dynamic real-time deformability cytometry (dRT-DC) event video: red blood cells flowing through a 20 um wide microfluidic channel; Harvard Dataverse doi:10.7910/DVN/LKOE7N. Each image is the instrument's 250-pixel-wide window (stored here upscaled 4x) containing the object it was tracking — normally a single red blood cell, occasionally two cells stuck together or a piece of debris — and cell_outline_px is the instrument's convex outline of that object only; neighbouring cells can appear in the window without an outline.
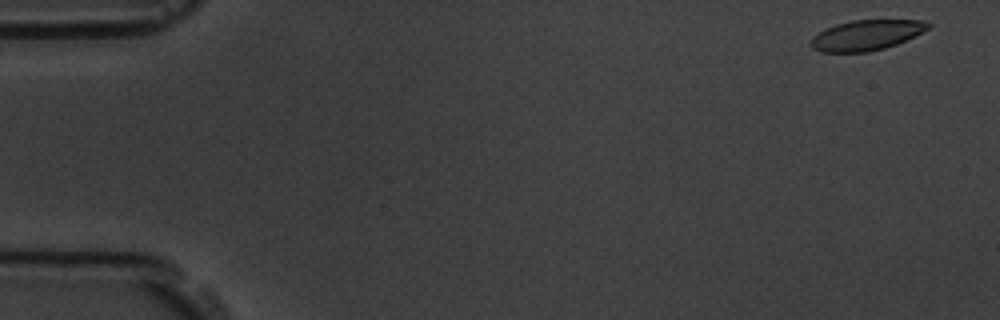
{"species": "common noctule bat (a hibernating species)", "species_latin": "Nyctalus noctula", "temperature_condition": "room temperature", "stored_images_in_passage": 17, "camera_frame_rate_fps": 3000, "um_per_image_px": 0.085, "animal": {"sex": "male", "body_mass_g": 19.5, "forearm_length_mm": 54.6}, "frame": {"image": 1, "passage_image": 2, "time_ms": 0.333, "image_size_px": [1000, 320], "cell_outline_px": [[932, 28], [896, 44], [884, 48], [868, 52], [820, 52], [812, 48], [812, 36], [824, 28], [836, 24], [852, 20], [924, 20], [932, 24]], "centroid_in_image_um": [73.66, 2.98], "position_along_channel_um": 11.3, "area_um2": 20.81}}
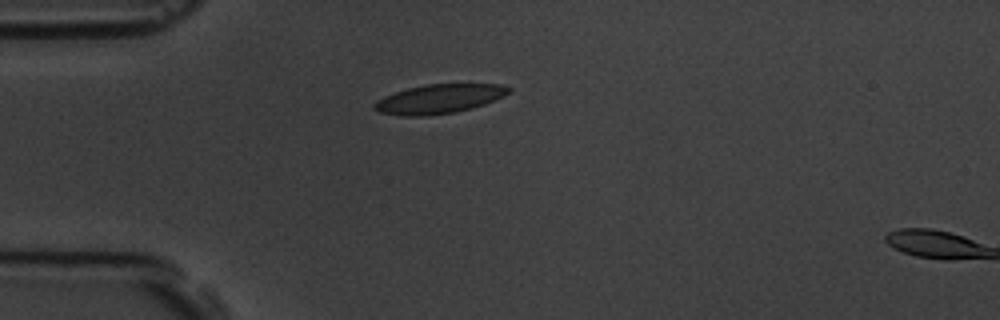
{"frame": {"image": 2, "passage_image": 15, "time_ms": 4.667, "image_size_px": [1000, 320], "cell_outline_px": [[512, 88], [504, 96], [496, 100], [472, 108], [456, 112], [424, 116], [400, 116], [380, 112], [372, 108], [372, 104], [376, 100], [384, 96], [408, 88], [424, 84], [500, 84]], "centroid_in_image_um": [37.3, 8.41], "position_along_channel_um": 47.7, "area_um2": 22.95}}